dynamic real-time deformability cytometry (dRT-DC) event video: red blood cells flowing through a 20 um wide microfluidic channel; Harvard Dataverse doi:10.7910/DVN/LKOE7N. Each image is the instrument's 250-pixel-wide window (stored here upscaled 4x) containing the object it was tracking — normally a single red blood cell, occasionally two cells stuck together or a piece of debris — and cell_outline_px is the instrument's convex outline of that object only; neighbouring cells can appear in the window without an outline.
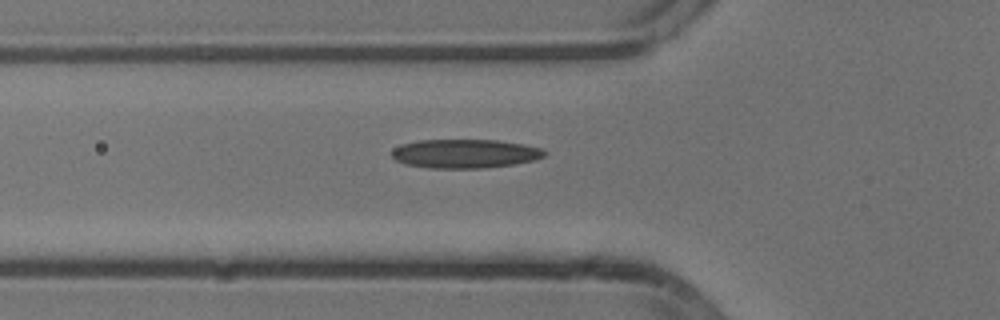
{"species": "common noctule bat (a hibernating species)", "species_latin": "Nyctalus noctula", "temperature_condition": "cold", "stored_images_in_passage": 39, "camera_frame_rate_fps": 3000, "um_per_image_px": 0.085, "animal": {"sex": "male", "body_mass_g": 13.3}, "frame": {"image": 1, "passage_image": 10, "time_ms": 3.0, "image_size_px": [1000, 320], "cell_outline_px": [[548, 152], [544, 156], [532, 160], [512, 164], [484, 168], [428, 168], [408, 164], [396, 160], [392, 156], [392, 152], [396, 148], [404, 144], [420, 140], [496, 140], [524, 144], [540, 148]], "centroid_in_image_um": [39.55, 13.06], "position_along_channel_um": 86.3, "area_um2": 25.37}}
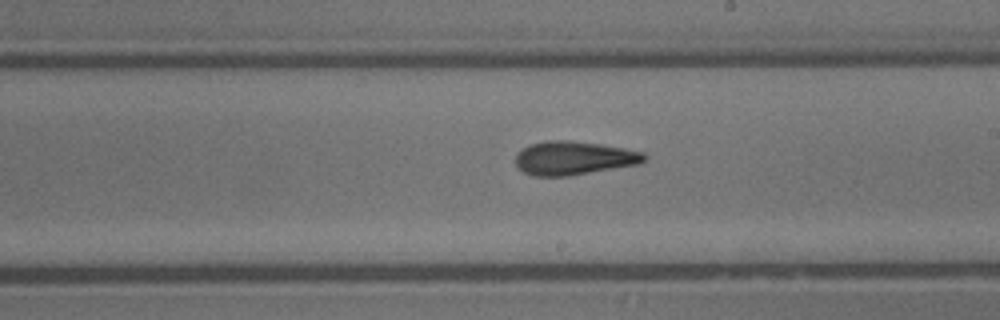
{"frame": {"image": 2, "passage_image": 22, "time_ms": 7.0, "image_size_px": [1000, 320], "cell_outline_px": [[648, 156], [644, 160], [636, 164], [568, 176], [532, 176], [516, 168], [516, 156], [528, 144], [548, 140], [568, 140], [600, 144], [624, 148], [644, 152]], "centroid_in_image_um": [48.74, 13.43], "position_along_channel_um": 240.3, "area_um2": 25.09}}
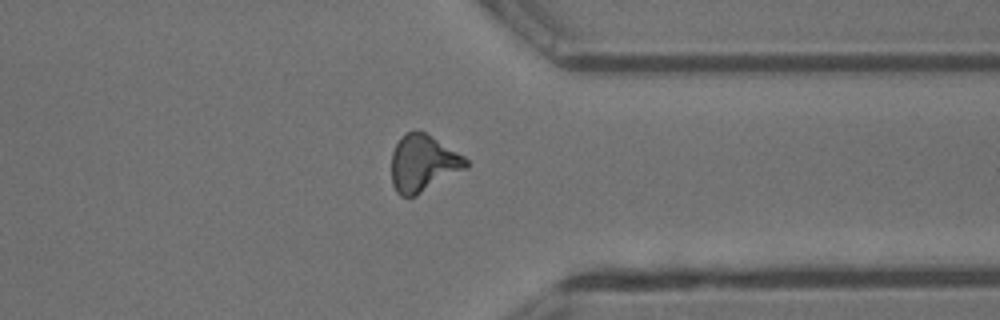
{"frame": {"image": 3, "passage_image": 33, "time_ms": 10.667, "image_size_px": [1000, 320], "cell_outline_px": [[468, 168], [416, 196], [400, 196], [396, 192], [392, 184], [392, 152], [396, 144], [408, 132], [424, 132], [464, 156], [468, 160]], "centroid_in_image_um": [35.98, 13.92], "position_along_channel_um": 375.4, "area_um2": 24.39}, "authors_computed_cell_mechanics": {"area_um2": 24.7384, "velocity_mm_per_s": 3.8244, "shape_relaxation_time_tau1_ms": 9.2304, "shape_relaxation_time_tau2_ms": 3.5016, "deformation_change_tau1": 0.2154, "deformation_change_tau2": 0.1428}}